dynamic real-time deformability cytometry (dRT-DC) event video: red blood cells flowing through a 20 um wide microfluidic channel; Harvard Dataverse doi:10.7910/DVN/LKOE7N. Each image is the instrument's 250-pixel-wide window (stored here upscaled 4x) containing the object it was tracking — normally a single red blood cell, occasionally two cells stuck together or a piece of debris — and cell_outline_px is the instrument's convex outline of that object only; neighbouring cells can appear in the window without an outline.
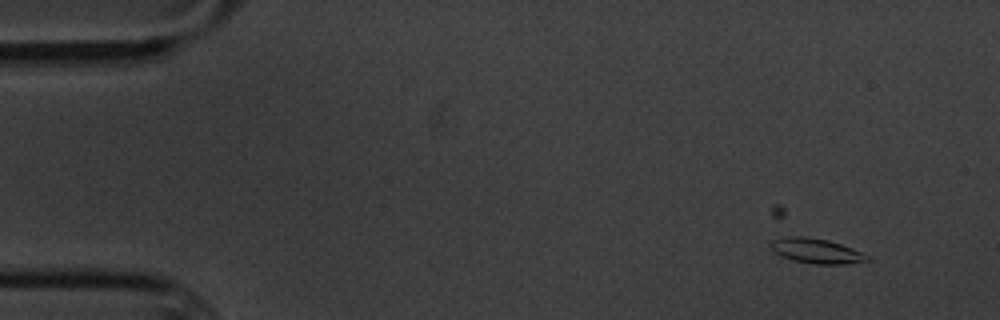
{"species": "common noctule bat (a hibernating species)", "species_latin": "Nyctalus noctula", "temperature_condition": "cold", "stored_images_in_passage": 7, "camera_frame_rate_fps": 3000, "um_per_image_px": 0.085, "animal": {"sex": "male", "body_mass_g": 20.1, "forearm_length_mm": 53.5}, "frame": {"image": 1, "passage_image": 3, "time_ms": 2.333, "image_size_px": [1000, 320], "cell_outline_px": [[872, 260], [848, 264], [816, 264], [792, 260], [780, 256], [768, 248], [772, 240], [788, 236], [804, 236], [828, 240], [852, 248], [872, 256]], "centroid_in_image_um": [69.4, 21.33], "position_along_channel_um": 15.6, "area_um2": 14.28}}
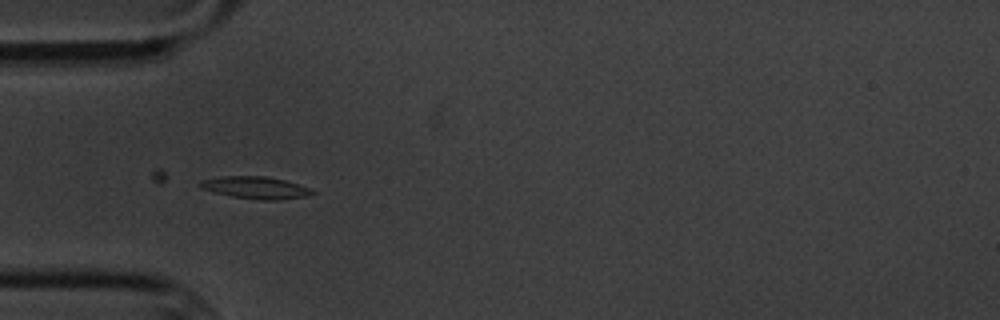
{"frame": {"image": 2, "passage_image": 6, "time_ms": 6.667, "image_size_px": [1000, 320], "cell_outline_px": [[316, 192], [308, 196], [276, 200], [260, 200], [232, 196], [200, 188], [196, 184], [200, 180], [224, 176], [264, 176], [284, 180], [308, 188]], "centroid_in_image_um": [21.68, 15.95], "position_along_channel_um": 63.3, "area_um2": 14.33}}
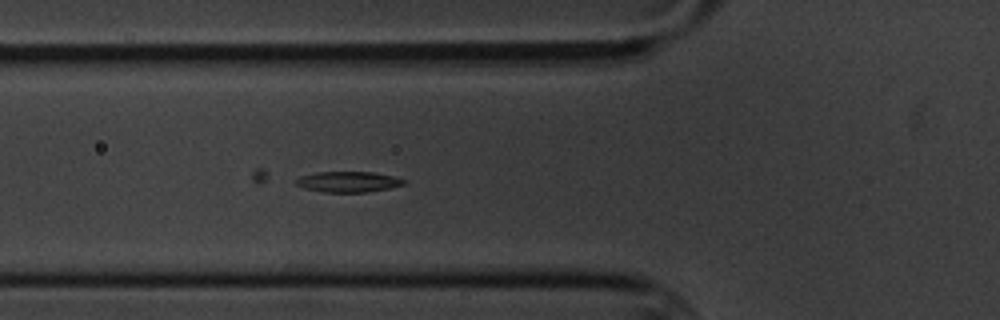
{"frame": {"image": 3, "passage_image": 7, "time_ms": 7.667, "image_size_px": [1000, 320], "cell_outline_px": [[408, 180], [404, 184], [388, 188], [368, 192], [324, 192], [304, 188], [296, 184], [296, 180], [300, 176], [316, 172], [372, 172], [392, 176]], "centroid_in_image_um": [29.6, 15.45], "position_along_channel_um": 96.2, "area_um2": 12.89}}